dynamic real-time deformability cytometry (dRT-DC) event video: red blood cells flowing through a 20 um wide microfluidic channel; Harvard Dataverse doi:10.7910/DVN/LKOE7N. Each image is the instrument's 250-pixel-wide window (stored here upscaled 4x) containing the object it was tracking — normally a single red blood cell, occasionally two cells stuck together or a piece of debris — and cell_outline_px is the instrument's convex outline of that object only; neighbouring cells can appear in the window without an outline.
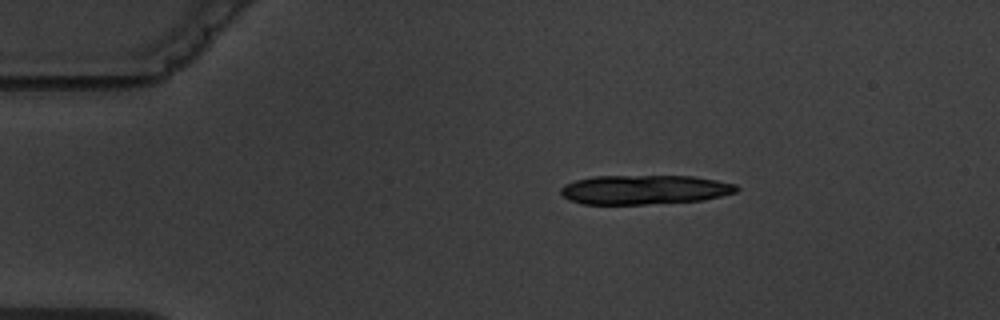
{"species": "common noctule bat (a hibernating species)", "species_latin": "Nyctalus noctula", "temperature_condition": "warm", "stored_images_in_passage": 5, "segment_of_instrument_passage": [1, 2], "camera_frame_rate_fps": 3000, "um_per_image_px": 0.085, "animal": {"sex": "male", "body_mass_g": 19.5, "forearm_length_mm": 54.6}, "frame": {"image": 1, "passage_image": 1, "time_ms": 0.0, "image_size_px": [1000, 320], "cell_outline_px": [[740, 188], [736, 192], [704, 200], [644, 204], [584, 204], [568, 200], [560, 192], [560, 188], [564, 184], [576, 180], [596, 176], [692, 176], [716, 180], [736, 184]], "centroid_in_image_um": [54.78, 16.12], "position_along_channel_um": 30.2, "area_um2": 30.0}}